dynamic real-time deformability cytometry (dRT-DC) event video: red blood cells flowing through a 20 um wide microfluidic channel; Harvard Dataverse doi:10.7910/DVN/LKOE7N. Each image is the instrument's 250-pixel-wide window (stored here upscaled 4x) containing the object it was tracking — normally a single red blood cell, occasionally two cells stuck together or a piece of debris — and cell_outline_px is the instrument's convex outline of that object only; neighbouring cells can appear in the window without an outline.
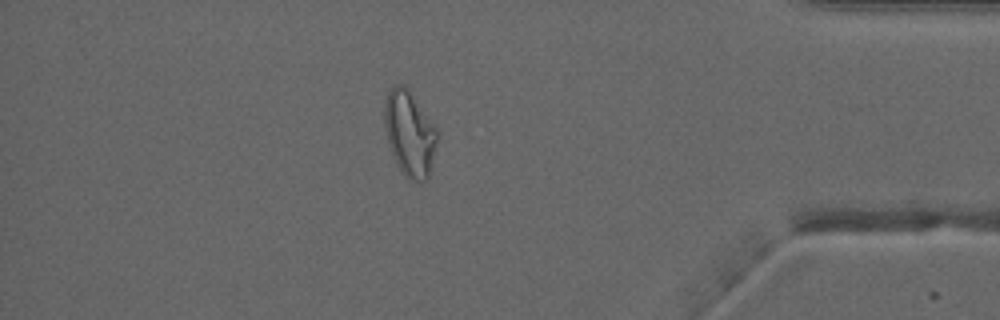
{"species": "common noctule bat (a hibernating species)", "species_latin": "Nyctalus noctula", "temperature_condition": "warm", "stored_images_in_passage": 45, "camera_frame_rate_fps": 3000, "um_per_image_px": 0.085, "animal": {"sex": "male", "forearm_length_mm": 52.5}, "frame": {"image": 1, "passage_image": 45, "time_ms": 14.667, "image_size_px": [1000, 320], "cell_outline_px": [[436, 140], [428, 176], [424, 180], [412, 180], [404, 176], [396, 164], [388, 140], [384, 124], [384, 100], [388, 92], [396, 84], [404, 84], [408, 88], [436, 124]], "centroid_in_image_um": [34.79, 11.28], "position_along_channel_um": 400.4, "area_um2": 25.95}, "authors_computed_cell_mechanics": {"area_um2": 25.9522, "velocity_mm_per_s": 4.0479, "shape_relaxation_time_tau1_ms": null, "shape_relaxation_time_tau2_ms": 1.9347, "deformation_change_tau1": null, "deformation_change_tau2": 0.0943}}